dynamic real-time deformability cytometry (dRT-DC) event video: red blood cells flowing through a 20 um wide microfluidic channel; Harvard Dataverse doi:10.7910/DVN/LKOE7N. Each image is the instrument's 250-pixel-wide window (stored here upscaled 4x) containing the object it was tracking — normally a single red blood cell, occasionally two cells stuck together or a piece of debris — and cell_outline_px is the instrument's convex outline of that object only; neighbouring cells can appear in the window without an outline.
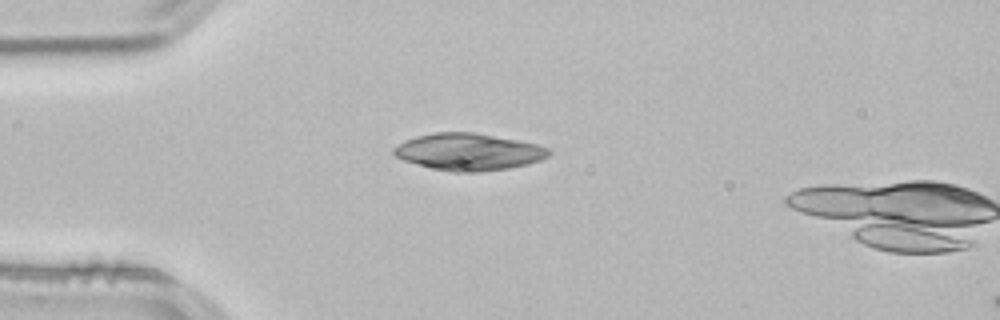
{"species": "common noctule bat (a hibernating species)", "species_latin": "Nyctalus noctula", "temperature_condition": "room temperature", "stored_images_in_passage": 2, "camera_frame_rate_fps": 3000, "um_per_image_px": 0.085, "animal": {"sex": "male", "body_mass_g": 21.5, "forearm_length_mm": 52.0}, "frame": {"image": 1, "passage_image": 1, "time_ms": 0.0, "image_size_px": [1000, 320], "cell_outline_px": [[552, 152], [548, 156], [540, 160], [528, 164], [508, 168], [476, 172], [456, 172], [432, 168], [404, 160], [396, 156], [392, 152], [392, 148], [416, 136], [436, 132], [476, 132], [536, 144], [548, 148]], "centroid_in_image_um": [39.84, 12.9], "position_along_channel_um": 45.2, "area_um2": 33.06}}